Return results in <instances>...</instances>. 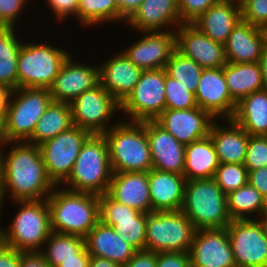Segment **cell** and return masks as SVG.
<instances>
[{"label":"cell","instance_id":"1","mask_svg":"<svg viewBox=\"0 0 267 267\" xmlns=\"http://www.w3.org/2000/svg\"><path fill=\"white\" fill-rule=\"evenodd\" d=\"M7 145L10 150L0 151V216L8 193L13 202L42 200L56 187L47 174L39 146L27 141Z\"/></svg>","mask_w":267,"mask_h":267},{"label":"cell","instance_id":"2","mask_svg":"<svg viewBox=\"0 0 267 267\" xmlns=\"http://www.w3.org/2000/svg\"><path fill=\"white\" fill-rule=\"evenodd\" d=\"M60 187L47 198L51 230L85 238L99 222V195Z\"/></svg>","mask_w":267,"mask_h":267},{"label":"cell","instance_id":"3","mask_svg":"<svg viewBox=\"0 0 267 267\" xmlns=\"http://www.w3.org/2000/svg\"><path fill=\"white\" fill-rule=\"evenodd\" d=\"M121 119L103 134L108 142L112 171L148 172L152 169V159L146 121Z\"/></svg>","mask_w":267,"mask_h":267},{"label":"cell","instance_id":"4","mask_svg":"<svg viewBox=\"0 0 267 267\" xmlns=\"http://www.w3.org/2000/svg\"><path fill=\"white\" fill-rule=\"evenodd\" d=\"M113 171L108 142L103 134H91L83 143L63 188L96 195L107 193Z\"/></svg>","mask_w":267,"mask_h":267},{"label":"cell","instance_id":"5","mask_svg":"<svg viewBox=\"0 0 267 267\" xmlns=\"http://www.w3.org/2000/svg\"><path fill=\"white\" fill-rule=\"evenodd\" d=\"M14 203L20 208L7 228L0 227V242L20 252H40L52 232L47 199Z\"/></svg>","mask_w":267,"mask_h":267},{"label":"cell","instance_id":"6","mask_svg":"<svg viewBox=\"0 0 267 267\" xmlns=\"http://www.w3.org/2000/svg\"><path fill=\"white\" fill-rule=\"evenodd\" d=\"M181 211L196 230L225 228L232 221L227 211L226 194L213 178L186 181Z\"/></svg>","mask_w":267,"mask_h":267},{"label":"cell","instance_id":"7","mask_svg":"<svg viewBox=\"0 0 267 267\" xmlns=\"http://www.w3.org/2000/svg\"><path fill=\"white\" fill-rule=\"evenodd\" d=\"M22 43L18 55L17 88H50L70 52L48 43Z\"/></svg>","mask_w":267,"mask_h":267},{"label":"cell","instance_id":"8","mask_svg":"<svg viewBox=\"0 0 267 267\" xmlns=\"http://www.w3.org/2000/svg\"><path fill=\"white\" fill-rule=\"evenodd\" d=\"M51 102L52 96L48 88L11 90L5 112V131L8 142L28 141Z\"/></svg>","mask_w":267,"mask_h":267},{"label":"cell","instance_id":"9","mask_svg":"<svg viewBox=\"0 0 267 267\" xmlns=\"http://www.w3.org/2000/svg\"><path fill=\"white\" fill-rule=\"evenodd\" d=\"M196 229L181 211H152L147 214L145 250L189 252Z\"/></svg>","mask_w":267,"mask_h":267},{"label":"cell","instance_id":"10","mask_svg":"<svg viewBox=\"0 0 267 267\" xmlns=\"http://www.w3.org/2000/svg\"><path fill=\"white\" fill-rule=\"evenodd\" d=\"M120 109L127 121L155 120L166 109L165 68L143 70Z\"/></svg>","mask_w":267,"mask_h":267},{"label":"cell","instance_id":"11","mask_svg":"<svg viewBox=\"0 0 267 267\" xmlns=\"http://www.w3.org/2000/svg\"><path fill=\"white\" fill-rule=\"evenodd\" d=\"M70 105L73 125L91 134L107 132L118 123L110 122L121 111L120 103L100 83L76 97Z\"/></svg>","mask_w":267,"mask_h":267},{"label":"cell","instance_id":"12","mask_svg":"<svg viewBox=\"0 0 267 267\" xmlns=\"http://www.w3.org/2000/svg\"><path fill=\"white\" fill-rule=\"evenodd\" d=\"M91 135L85 129L72 126L39 145L49 178L56 186L69 177L83 143Z\"/></svg>","mask_w":267,"mask_h":267},{"label":"cell","instance_id":"13","mask_svg":"<svg viewBox=\"0 0 267 267\" xmlns=\"http://www.w3.org/2000/svg\"><path fill=\"white\" fill-rule=\"evenodd\" d=\"M226 228L237 267H267V236L261 219L232 220Z\"/></svg>","mask_w":267,"mask_h":267},{"label":"cell","instance_id":"14","mask_svg":"<svg viewBox=\"0 0 267 267\" xmlns=\"http://www.w3.org/2000/svg\"><path fill=\"white\" fill-rule=\"evenodd\" d=\"M99 221L111 226L137 251L145 250L147 213L119 203L104 193L99 195Z\"/></svg>","mask_w":267,"mask_h":267},{"label":"cell","instance_id":"15","mask_svg":"<svg viewBox=\"0 0 267 267\" xmlns=\"http://www.w3.org/2000/svg\"><path fill=\"white\" fill-rule=\"evenodd\" d=\"M189 255L191 267H237L226 227L196 230Z\"/></svg>","mask_w":267,"mask_h":267},{"label":"cell","instance_id":"16","mask_svg":"<svg viewBox=\"0 0 267 267\" xmlns=\"http://www.w3.org/2000/svg\"><path fill=\"white\" fill-rule=\"evenodd\" d=\"M175 29L176 50L185 57L202 68H220L227 63L225 44L212 40L193 24H181Z\"/></svg>","mask_w":267,"mask_h":267},{"label":"cell","instance_id":"17","mask_svg":"<svg viewBox=\"0 0 267 267\" xmlns=\"http://www.w3.org/2000/svg\"><path fill=\"white\" fill-rule=\"evenodd\" d=\"M155 121L186 146L209 136L216 119L209 112L194 107L184 110L165 109Z\"/></svg>","mask_w":267,"mask_h":267},{"label":"cell","instance_id":"18","mask_svg":"<svg viewBox=\"0 0 267 267\" xmlns=\"http://www.w3.org/2000/svg\"><path fill=\"white\" fill-rule=\"evenodd\" d=\"M195 98L197 106L216 120L232 119L237 106L228 90L223 67L203 69Z\"/></svg>","mask_w":267,"mask_h":267},{"label":"cell","instance_id":"19","mask_svg":"<svg viewBox=\"0 0 267 267\" xmlns=\"http://www.w3.org/2000/svg\"><path fill=\"white\" fill-rule=\"evenodd\" d=\"M137 39L122 51L142 70L165 68L175 47V30L144 31Z\"/></svg>","mask_w":267,"mask_h":267},{"label":"cell","instance_id":"20","mask_svg":"<svg viewBox=\"0 0 267 267\" xmlns=\"http://www.w3.org/2000/svg\"><path fill=\"white\" fill-rule=\"evenodd\" d=\"M72 54L62 65L49 88L52 101L71 103L86 90L100 83L99 66L73 61Z\"/></svg>","mask_w":267,"mask_h":267},{"label":"cell","instance_id":"21","mask_svg":"<svg viewBox=\"0 0 267 267\" xmlns=\"http://www.w3.org/2000/svg\"><path fill=\"white\" fill-rule=\"evenodd\" d=\"M146 134L151 152L152 168L183 175L185 145L181 144L155 120H146Z\"/></svg>","mask_w":267,"mask_h":267},{"label":"cell","instance_id":"22","mask_svg":"<svg viewBox=\"0 0 267 267\" xmlns=\"http://www.w3.org/2000/svg\"><path fill=\"white\" fill-rule=\"evenodd\" d=\"M98 66L100 84L119 103L131 93L143 72L121 51Z\"/></svg>","mask_w":267,"mask_h":267},{"label":"cell","instance_id":"23","mask_svg":"<svg viewBox=\"0 0 267 267\" xmlns=\"http://www.w3.org/2000/svg\"><path fill=\"white\" fill-rule=\"evenodd\" d=\"M181 24L178 0H144L125 22V25H129L137 33L176 30L174 28Z\"/></svg>","mask_w":267,"mask_h":267},{"label":"cell","instance_id":"24","mask_svg":"<svg viewBox=\"0 0 267 267\" xmlns=\"http://www.w3.org/2000/svg\"><path fill=\"white\" fill-rule=\"evenodd\" d=\"M266 45L267 30L241 19L225 43L227 63L258 62Z\"/></svg>","mask_w":267,"mask_h":267},{"label":"cell","instance_id":"25","mask_svg":"<svg viewBox=\"0 0 267 267\" xmlns=\"http://www.w3.org/2000/svg\"><path fill=\"white\" fill-rule=\"evenodd\" d=\"M107 194L141 213L152 212L148 172H113Z\"/></svg>","mask_w":267,"mask_h":267},{"label":"cell","instance_id":"26","mask_svg":"<svg viewBox=\"0 0 267 267\" xmlns=\"http://www.w3.org/2000/svg\"><path fill=\"white\" fill-rule=\"evenodd\" d=\"M186 179L183 175L156 169L148 171L152 211L181 210Z\"/></svg>","mask_w":267,"mask_h":267},{"label":"cell","instance_id":"27","mask_svg":"<svg viewBox=\"0 0 267 267\" xmlns=\"http://www.w3.org/2000/svg\"><path fill=\"white\" fill-rule=\"evenodd\" d=\"M216 120L210 129V138L214 144L220 164H244L249 134L232 119ZM228 124V125H227Z\"/></svg>","mask_w":267,"mask_h":267},{"label":"cell","instance_id":"28","mask_svg":"<svg viewBox=\"0 0 267 267\" xmlns=\"http://www.w3.org/2000/svg\"><path fill=\"white\" fill-rule=\"evenodd\" d=\"M85 243L90 256L106 258L122 266L137 251L128 242L122 240L111 226L103 224L100 221L87 234Z\"/></svg>","mask_w":267,"mask_h":267},{"label":"cell","instance_id":"29","mask_svg":"<svg viewBox=\"0 0 267 267\" xmlns=\"http://www.w3.org/2000/svg\"><path fill=\"white\" fill-rule=\"evenodd\" d=\"M241 19L239 3L220 0L192 24L212 40L225 44L233 28Z\"/></svg>","mask_w":267,"mask_h":267},{"label":"cell","instance_id":"30","mask_svg":"<svg viewBox=\"0 0 267 267\" xmlns=\"http://www.w3.org/2000/svg\"><path fill=\"white\" fill-rule=\"evenodd\" d=\"M219 164L217 153L210 136L185 146L183 176L186 181L212 179Z\"/></svg>","mask_w":267,"mask_h":267},{"label":"cell","instance_id":"31","mask_svg":"<svg viewBox=\"0 0 267 267\" xmlns=\"http://www.w3.org/2000/svg\"><path fill=\"white\" fill-rule=\"evenodd\" d=\"M232 120L251 136H267V91L261 89L243 97Z\"/></svg>","mask_w":267,"mask_h":267},{"label":"cell","instance_id":"32","mask_svg":"<svg viewBox=\"0 0 267 267\" xmlns=\"http://www.w3.org/2000/svg\"><path fill=\"white\" fill-rule=\"evenodd\" d=\"M223 73L231 98L238 103L243 97L263 89V78L258 62L226 63Z\"/></svg>","mask_w":267,"mask_h":267},{"label":"cell","instance_id":"33","mask_svg":"<svg viewBox=\"0 0 267 267\" xmlns=\"http://www.w3.org/2000/svg\"><path fill=\"white\" fill-rule=\"evenodd\" d=\"M72 126L71 105L52 101L45 113L40 117L32 137L27 142L39 146Z\"/></svg>","mask_w":267,"mask_h":267},{"label":"cell","instance_id":"34","mask_svg":"<svg viewBox=\"0 0 267 267\" xmlns=\"http://www.w3.org/2000/svg\"><path fill=\"white\" fill-rule=\"evenodd\" d=\"M18 28L0 27V84L17 89V65L22 41Z\"/></svg>","mask_w":267,"mask_h":267},{"label":"cell","instance_id":"35","mask_svg":"<svg viewBox=\"0 0 267 267\" xmlns=\"http://www.w3.org/2000/svg\"><path fill=\"white\" fill-rule=\"evenodd\" d=\"M226 200L231 220L261 219L265 197L249 183L228 193Z\"/></svg>","mask_w":267,"mask_h":267},{"label":"cell","instance_id":"36","mask_svg":"<svg viewBox=\"0 0 267 267\" xmlns=\"http://www.w3.org/2000/svg\"><path fill=\"white\" fill-rule=\"evenodd\" d=\"M40 253L50 267H58L63 260L76 258L86 249L85 238L51 232Z\"/></svg>","mask_w":267,"mask_h":267},{"label":"cell","instance_id":"37","mask_svg":"<svg viewBox=\"0 0 267 267\" xmlns=\"http://www.w3.org/2000/svg\"><path fill=\"white\" fill-rule=\"evenodd\" d=\"M77 20L81 27L87 29L96 24L99 26L111 22H126L120 15L116 0H79Z\"/></svg>","mask_w":267,"mask_h":267},{"label":"cell","instance_id":"38","mask_svg":"<svg viewBox=\"0 0 267 267\" xmlns=\"http://www.w3.org/2000/svg\"><path fill=\"white\" fill-rule=\"evenodd\" d=\"M165 69L170 77L176 79L190 92L196 93L204 68L193 59L185 57L175 49L171 53Z\"/></svg>","mask_w":267,"mask_h":267},{"label":"cell","instance_id":"39","mask_svg":"<svg viewBox=\"0 0 267 267\" xmlns=\"http://www.w3.org/2000/svg\"><path fill=\"white\" fill-rule=\"evenodd\" d=\"M213 179L227 195L248 183V170L244 164H219Z\"/></svg>","mask_w":267,"mask_h":267},{"label":"cell","instance_id":"40","mask_svg":"<svg viewBox=\"0 0 267 267\" xmlns=\"http://www.w3.org/2000/svg\"><path fill=\"white\" fill-rule=\"evenodd\" d=\"M166 109H191L198 107L195 94L186 89L176 79L170 77L165 69Z\"/></svg>","mask_w":267,"mask_h":267},{"label":"cell","instance_id":"41","mask_svg":"<svg viewBox=\"0 0 267 267\" xmlns=\"http://www.w3.org/2000/svg\"><path fill=\"white\" fill-rule=\"evenodd\" d=\"M244 165L247 170H257L267 166V136L249 135Z\"/></svg>","mask_w":267,"mask_h":267},{"label":"cell","instance_id":"42","mask_svg":"<svg viewBox=\"0 0 267 267\" xmlns=\"http://www.w3.org/2000/svg\"><path fill=\"white\" fill-rule=\"evenodd\" d=\"M240 8L243 21L267 30V0H244Z\"/></svg>","mask_w":267,"mask_h":267},{"label":"cell","instance_id":"43","mask_svg":"<svg viewBox=\"0 0 267 267\" xmlns=\"http://www.w3.org/2000/svg\"><path fill=\"white\" fill-rule=\"evenodd\" d=\"M220 0H178L179 16L182 24H192L208 8Z\"/></svg>","mask_w":267,"mask_h":267},{"label":"cell","instance_id":"44","mask_svg":"<svg viewBox=\"0 0 267 267\" xmlns=\"http://www.w3.org/2000/svg\"><path fill=\"white\" fill-rule=\"evenodd\" d=\"M30 0H0V27H16ZM22 13V14H21Z\"/></svg>","mask_w":267,"mask_h":267},{"label":"cell","instance_id":"45","mask_svg":"<svg viewBox=\"0 0 267 267\" xmlns=\"http://www.w3.org/2000/svg\"><path fill=\"white\" fill-rule=\"evenodd\" d=\"M45 2L48 8L53 11L55 21H59L57 24L68 20L71 16L77 19L79 0H46Z\"/></svg>","mask_w":267,"mask_h":267},{"label":"cell","instance_id":"46","mask_svg":"<svg viewBox=\"0 0 267 267\" xmlns=\"http://www.w3.org/2000/svg\"><path fill=\"white\" fill-rule=\"evenodd\" d=\"M156 267H191L189 252H160Z\"/></svg>","mask_w":267,"mask_h":267},{"label":"cell","instance_id":"47","mask_svg":"<svg viewBox=\"0 0 267 267\" xmlns=\"http://www.w3.org/2000/svg\"><path fill=\"white\" fill-rule=\"evenodd\" d=\"M156 255L149 250H138L123 267H156Z\"/></svg>","mask_w":267,"mask_h":267},{"label":"cell","instance_id":"48","mask_svg":"<svg viewBox=\"0 0 267 267\" xmlns=\"http://www.w3.org/2000/svg\"><path fill=\"white\" fill-rule=\"evenodd\" d=\"M248 183L257 189L265 198L267 197V166L248 170Z\"/></svg>","mask_w":267,"mask_h":267},{"label":"cell","instance_id":"49","mask_svg":"<svg viewBox=\"0 0 267 267\" xmlns=\"http://www.w3.org/2000/svg\"><path fill=\"white\" fill-rule=\"evenodd\" d=\"M21 252L0 242V267H19Z\"/></svg>","mask_w":267,"mask_h":267},{"label":"cell","instance_id":"50","mask_svg":"<svg viewBox=\"0 0 267 267\" xmlns=\"http://www.w3.org/2000/svg\"><path fill=\"white\" fill-rule=\"evenodd\" d=\"M19 267H50L40 252H21Z\"/></svg>","mask_w":267,"mask_h":267},{"label":"cell","instance_id":"51","mask_svg":"<svg viewBox=\"0 0 267 267\" xmlns=\"http://www.w3.org/2000/svg\"><path fill=\"white\" fill-rule=\"evenodd\" d=\"M120 15L127 20L142 4L144 0H116Z\"/></svg>","mask_w":267,"mask_h":267},{"label":"cell","instance_id":"52","mask_svg":"<svg viewBox=\"0 0 267 267\" xmlns=\"http://www.w3.org/2000/svg\"><path fill=\"white\" fill-rule=\"evenodd\" d=\"M90 254L85 249L81 254L76 255V258L63 260L58 267H89Z\"/></svg>","mask_w":267,"mask_h":267},{"label":"cell","instance_id":"53","mask_svg":"<svg viewBox=\"0 0 267 267\" xmlns=\"http://www.w3.org/2000/svg\"><path fill=\"white\" fill-rule=\"evenodd\" d=\"M89 267H123V266L113 261H110L106 258L91 256Z\"/></svg>","mask_w":267,"mask_h":267},{"label":"cell","instance_id":"54","mask_svg":"<svg viewBox=\"0 0 267 267\" xmlns=\"http://www.w3.org/2000/svg\"><path fill=\"white\" fill-rule=\"evenodd\" d=\"M262 78H263V89L267 91V45L262 51V55L258 61Z\"/></svg>","mask_w":267,"mask_h":267},{"label":"cell","instance_id":"55","mask_svg":"<svg viewBox=\"0 0 267 267\" xmlns=\"http://www.w3.org/2000/svg\"><path fill=\"white\" fill-rule=\"evenodd\" d=\"M10 94L11 90L7 86L0 84V113L6 112Z\"/></svg>","mask_w":267,"mask_h":267},{"label":"cell","instance_id":"56","mask_svg":"<svg viewBox=\"0 0 267 267\" xmlns=\"http://www.w3.org/2000/svg\"><path fill=\"white\" fill-rule=\"evenodd\" d=\"M7 144L8 139L5 131V113H0V151L4 149Z\"/></svg>","mask_w":267,"mask_h":267},{"label":"cell","instance_id":"57","mask_svg":"<svg viewBox=\"0 0 267 267\" xmlns=\"http://www.w3.org/2000/svg\"><path fill=\"white\" fill-rule=\"evenodd\" d=\"M261 218H267V197L265 198V201H264V208L262 211Z\"/></svg>","mask_w":267,"mask_h":267},{"label":"cell","instance_id":"58","mask_svg":"<svg viewBox=\"0 0 267 267\" xmlns=\"http://www.w3.org/2000/svg\"><path fill=\"white\" fill-rule=\"evenodd\" d=\"M262 223H263V227L267 236V218H261Z\"/></svg>","mask_w":267,"mask_h":267},{"label":"cell","instance_id":"59","mask_svg":"<svg viewBox=\"0 0 267 267\" xmlns=\"http://www.w3.org/2000/svg\"><path fill=\"white\" fill-rule=\"evenodd\" d=\"M229 1L236 2V3L241 4L244 0H229Z\"/></svg>","mask_w":267,"mask_h":267}]
</instances>
